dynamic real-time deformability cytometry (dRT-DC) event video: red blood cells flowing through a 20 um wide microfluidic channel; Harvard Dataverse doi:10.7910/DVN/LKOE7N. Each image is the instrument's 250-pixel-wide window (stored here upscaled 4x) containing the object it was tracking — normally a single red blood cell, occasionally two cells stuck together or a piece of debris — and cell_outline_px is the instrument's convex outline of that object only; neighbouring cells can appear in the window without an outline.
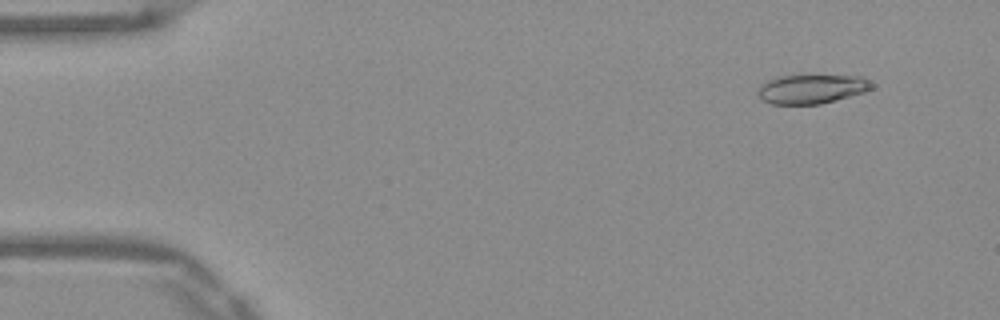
{"species": "Egyptian fruit bat (a non-hibernating species)", "species_latin": "Rousettus aegyptiacus", "temperature_condition": "warm", "stored_images_in_passage": 52, "camera_frame_rate_fps": 3000, "um_per_image_px": 0.085, "frame": {"image": 1, "passage_image": 5, "time_ms": 1.333, "image_size_px": [1000, 320], "cell_outline_px": [[876, 88], [864, 92], [820, 104], [772, 104], [764, 100], [756, 92], [760, 84], [776, 76], [800, 72], [860, 76], [876, 84]], "centroid_in_image_um": [69.01, 7.49], "position_along_channel_um": 16.0, "area_um2": 20.52}}
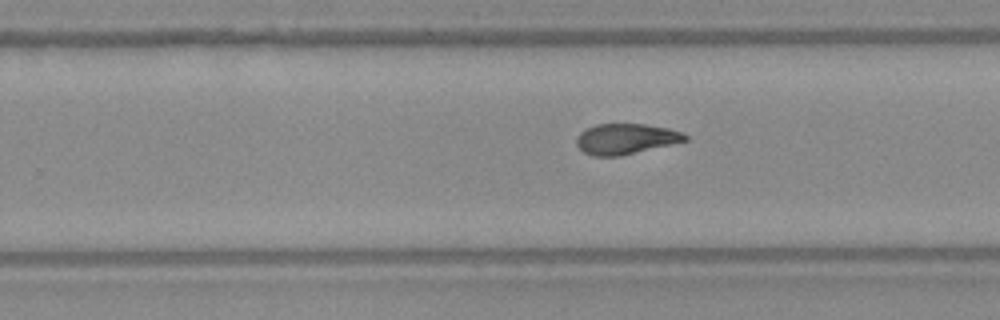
{"frame": {"image": 2, "passage_image": 33, "time_ms": 10.667, "image_size_px": [1000, 320], "cell_outline_px": [[688, 140], [672, 144], [620, 156], [592, 156], [584, 152], [576, 144], [576, 136], [584, 128], [596, 124], [644, 124], [668, 128], [680, 132], [688, 136]], "centroid_in_image_um": [53.15, 11.8], "position_along_channel_um": 276.7, "area_um2": 19.36}}
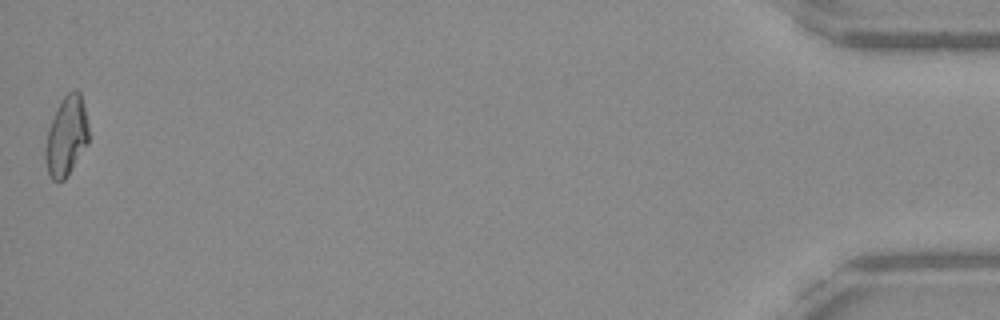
{"frame": {"image": 3, "passage_image": 52, "time_ms": 17.0, "image_size_px": [1000, 320], "cell_outline_px": [[88, 144], [68, 176], [64, 180], [52, 180], [48, 172], [44, 160], [44, 148], [48, 128], [60, 100], [68, 92], [76, 88], [80, 92], [88, 124]], "centroid_in_image_um": [5.63, 11.58], "position_along_channel_um": 429.6, "area_um2": 20.29}, "authors_computed_cell_mechanics": {"area_um2": 19.9121, "velocity_mm_per_s": 3.9137, "shape_relaxation_time_tau1_ms": null, "shape_relaxation_time_tau2_ms": 3.1077, "deformation_change_tau1": null, "deformation_change_tau2": 0.1016}}